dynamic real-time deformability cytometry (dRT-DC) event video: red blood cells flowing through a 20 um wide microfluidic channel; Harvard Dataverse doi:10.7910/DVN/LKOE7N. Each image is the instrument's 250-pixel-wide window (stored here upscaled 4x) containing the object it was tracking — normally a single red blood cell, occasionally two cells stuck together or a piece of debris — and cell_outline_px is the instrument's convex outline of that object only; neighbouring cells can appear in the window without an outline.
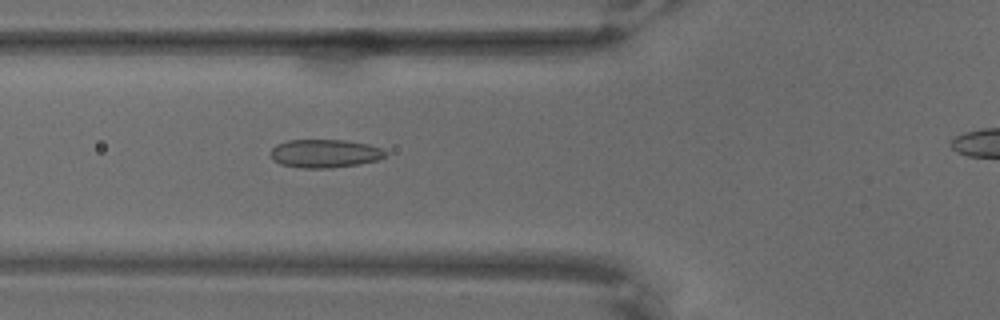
{"species": "common noctule bat (a hibernating species)", "species_latin": "Nyctalus noctula", "temperature_condition": "warm", "stored_images_in_passage": 61, "camera_frame_rate_fps": 3000, "um_per_image_px": 0.085, "animal": {"sex": "male", "body_mass_g": 18.8}, "frame": {"image": 1, "passage_image": 26, "time_ms": 8.333, "image_size_px": [1000, 320], "cell_outline_px": [[388, 156], [380, 160], [360, 164], [332, 168], [300, 168], [280, 164], [272, 160], [268, 152], [276, 144], [288, 140], [344, 140], [368, 144], [384, 148], [388, 152]], "centroid_in_image_um": [27.64, 13.05], "position_along_channel_um": 98.2, "area_um2": 19.48}}
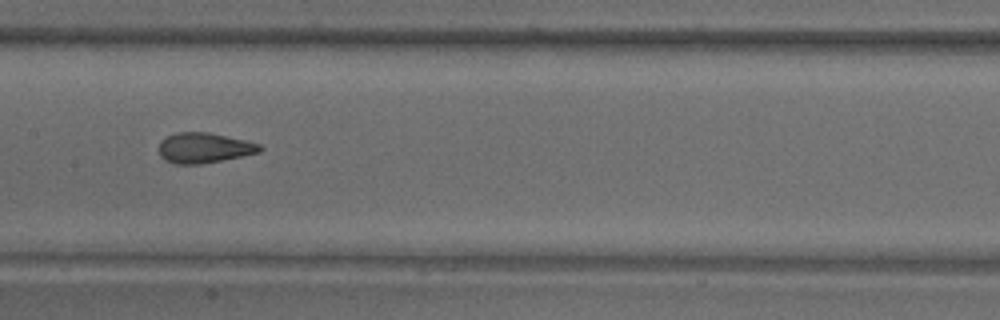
{"frame": {"image": 2, "passage_image": 35, "time_ms": 11.333, "image_size_px": [1000, 320], "cell_outline_px": [[264, 148], [260, 152], [200, 164], [176, 164], [164, 160], [160, 156], [160, 140], [176, 132], [208, 132], [248, 140], [260, 144]], "centroid_in_image_um": [17.36, 12.56], "position_along_channel_um": 190.0, "area_um2": 17.8}}
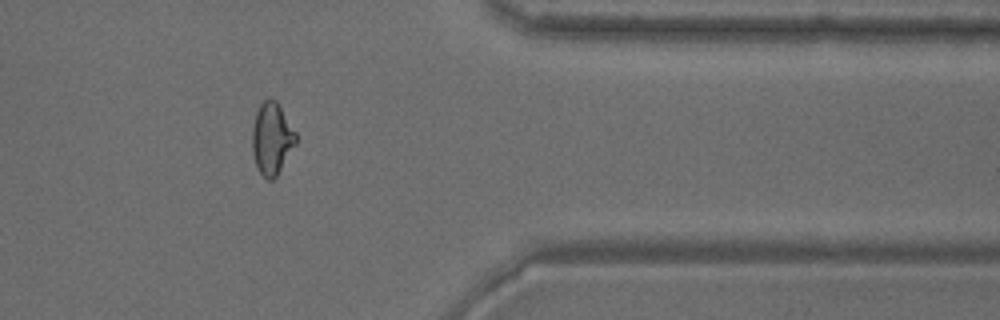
{"frame": {"image": 3, "passage_image": 56, "time_ms": 18.333, "image_size_px": [1000, 320], "cell_outline_px": [[296, 144], [276, 176], [272, 180], [268, 180], [260, 172], [256, 164], [252, 152], [252, 128], [256, 112], [260, 104], [264, 100], [276, 100], [296, 132]], "centroid_in_image_um": [23.1, 11.78], "position_along_channel_um": 388.3, "area_um2": 18.09}}